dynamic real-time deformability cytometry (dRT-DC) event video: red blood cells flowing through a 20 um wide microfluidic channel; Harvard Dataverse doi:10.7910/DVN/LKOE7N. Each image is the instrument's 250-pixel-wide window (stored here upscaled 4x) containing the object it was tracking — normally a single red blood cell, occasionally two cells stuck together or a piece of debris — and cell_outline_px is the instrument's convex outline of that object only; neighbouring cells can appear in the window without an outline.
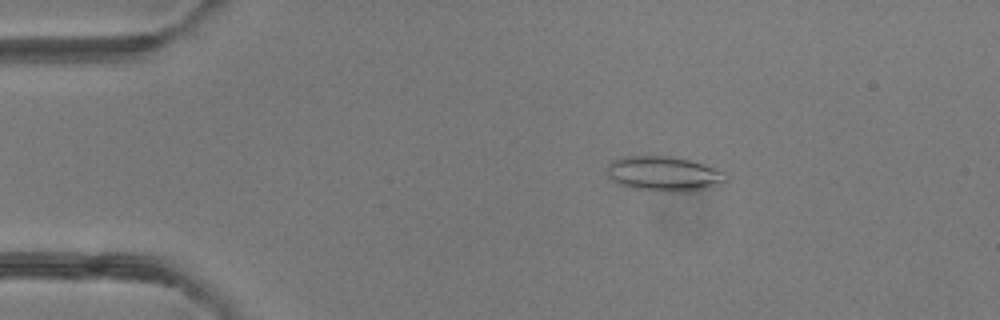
{"species": "common noctule bat (a hibernating species)", "species_latin": "Nyctalus noctula", "temperature_condition": "room temperature", "stored_images_in_passage": 5, "camera_frame_rate_fps": 3000, "um_per_image_px": 0.085, "animal": {"sex": "female"}, "frame": {"image": 1, "passage_image": 2, "time_ms": 1.333, "image_size_px": [1000, 320], "cell_outline_px": [[728, 180], [720, 184], [688, 192], [668, 192], [632, 188], [620, 184], [612, 180], [608, 176], [608, 164], [612, 160], [624, 156], [672, 156], [692, 160], [716, 168], [724, 172], [728, 176]], "centroid_in_image_um": [56.45, 14.76], "position_along_channel_um": 28.5, "area_um2": 24.33}}